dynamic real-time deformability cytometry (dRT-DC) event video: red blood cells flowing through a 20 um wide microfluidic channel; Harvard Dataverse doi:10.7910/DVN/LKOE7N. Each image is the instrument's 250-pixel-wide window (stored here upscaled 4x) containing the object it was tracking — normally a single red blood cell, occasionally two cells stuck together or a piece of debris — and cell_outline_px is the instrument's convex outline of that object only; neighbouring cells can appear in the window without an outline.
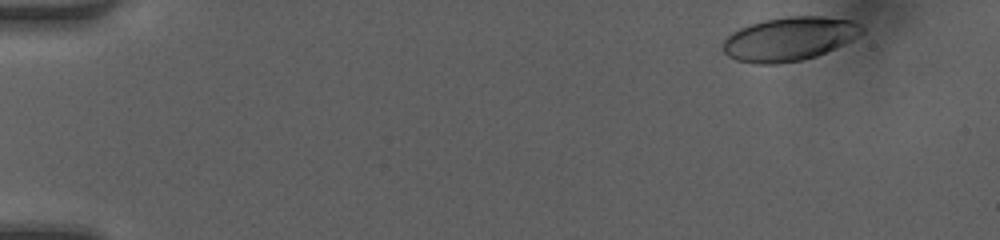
{"species": "human", "species_latin": "Homo sapiens", "temperature_condition": "room temperature", "stored_images_in_passage": 41, "camera_frame_rate_fps": 3000, "um_per_image_px": 0.085, "donor": {"sex": "female"}, "frame": {"image": 1, "passage_image": 1, "time_ms": 0.0, "image_size_px": [1000, 240], "cell_outline_px": [[864, 32], [860, 36], [852, 40], [816, 56], [800, 60], [776, 64], [756, 64], [736, 60], [728, 56], [724, 52], [724, 40], [732, 32], [740, 28], [764, 20], [788, 16], [824, 16], [852, 20], [860, 24], [864, 28]], "centroid_in_image_um": [67.12, 3.3], "position_along_channel_um": 17.9, "area_um2": 35.32}}
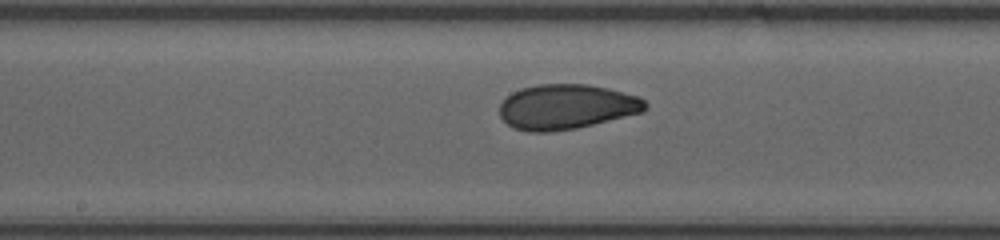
{"frame": {"image": 2, "passage_image": 23, "time_ms": 7.333, "image_size_px": [1000, 240], "cell_outline_px": [[648, 108], [644, 112], [576, 128], [548, 132], [528, 132], [512, 128], [500, 116], [500, 104], [512, 92], [520, 88], [540, 84], [588, 84], [608, 88], [640, 96], [648, 104]], "centroid_in_image_um": [48.17, 9.07], "position_along_channel_um": 200.0, "area_um2": 38.38}}
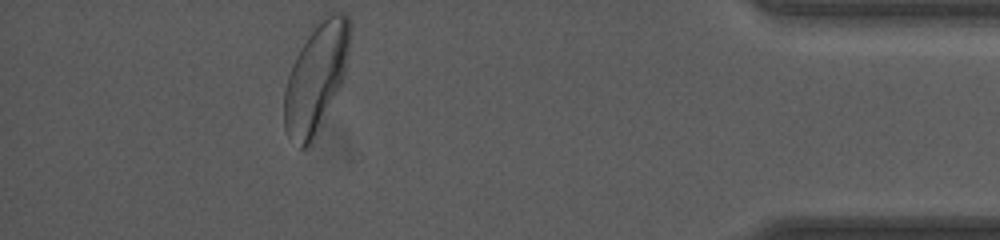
{"frame": {"image": 3, "passage_image": 41, "time_ms": 13.333, "image_size_px": [1000, 240], "cell_outline_px": [[352, 24], [344, 80], [312, 140], [304, 148], [300, 148], [284, 128], [284, 88], [292, 64], [300, 48], [320, 16], [324, 12], [344, 12], [348, 16]], "centroid_in_image_um": [26.89, 6.49], "position_along_channel_um": 408.3, "area_um2": 41.62}, "authors_computed_cell_mechanics": {"area_um2": 37.6278, "velocity_mm_per_s": 4.2116, "shape_relaxation_time_tau1_ms": 4.9444, "shape_relaxation_time_tau2_ms": 1.1821, "deformation_change_tau1": 0.1655, "deformation_change_tau2": 0.059}}